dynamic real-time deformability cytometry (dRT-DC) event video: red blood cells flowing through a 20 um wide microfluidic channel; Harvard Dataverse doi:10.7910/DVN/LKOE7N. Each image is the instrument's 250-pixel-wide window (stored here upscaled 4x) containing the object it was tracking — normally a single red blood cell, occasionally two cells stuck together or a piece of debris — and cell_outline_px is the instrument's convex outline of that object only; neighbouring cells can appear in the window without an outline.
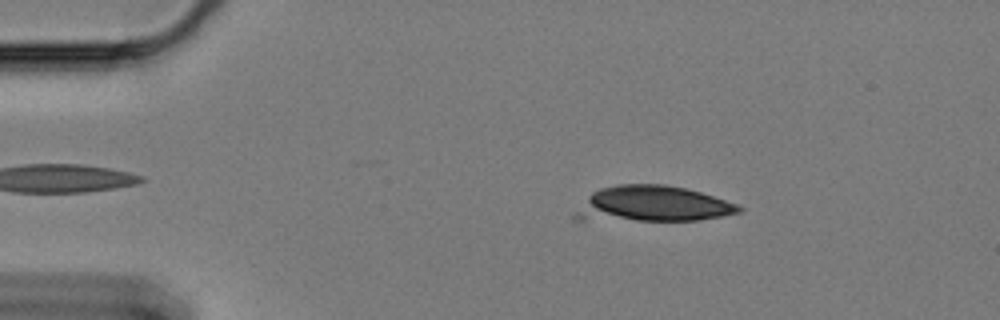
{"species": "Egyptian fruit bat (a non-hibernating species)", "species_latin": "Rousettus aegyptiacus", "temperature_condition": "cold", "stored_images_in_passage": 12, "camera_frame_rate_fps": 3000, "um_per_image_px": 0.085, "animal": {"sex": "female"}, "frame": {"image": 1, "passage_image": 5, "time_ms": 1.333, "image_size_px": [1000, 320], "cell_outline_px": [[744, 212], [700, 220], [572, 220], [572, 216], [588, 196], [592, 192], [600, 188], [616, 184], [664, 184], [684, 188], [700, 192], [740, 204], [744, 208]], "centroid_in_image_um": [55.48, 17.35], "position_along_channel_um": 29.5, "area_um2": 34.39}}